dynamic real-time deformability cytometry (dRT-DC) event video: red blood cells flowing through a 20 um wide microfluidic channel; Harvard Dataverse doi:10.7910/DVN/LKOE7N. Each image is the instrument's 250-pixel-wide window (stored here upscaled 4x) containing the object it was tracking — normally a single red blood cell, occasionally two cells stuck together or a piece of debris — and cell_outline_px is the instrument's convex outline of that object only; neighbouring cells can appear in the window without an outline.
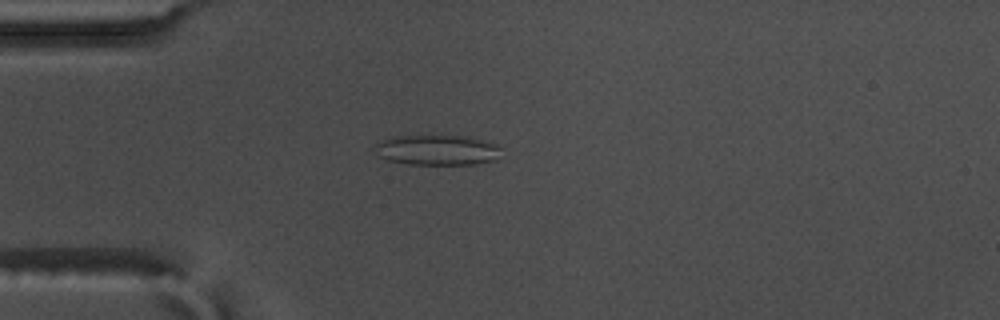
{"species": "common noctule bat (a hibernating species)", "species_latin": "Nyctalus noctula", "temperature_condition": "warm", "stored_images_in_passage": 43, "camera_frame_rate_fps": 3000, "um_per_image_px": 0.085, "animal": {"sex": "male", "body_mass_g": 17.5, "forearm_length_mm": 52.3}, "frame": {"image": 1, "passage_image": 2, "time_ms": 0.333, "image_size_px": [1000, 320], "cell_outline_px": [[500, 148], [492, 160], [476, 164], [408, 164], [388, 160], [380, 156], [372, 148], [376, 144], [392, 136], [468, 136], [496, 144]], "centroid_in_image_um": [37.1, 12.75], "position_along_channel_um": 47.9, "area_um2": 21.91}}
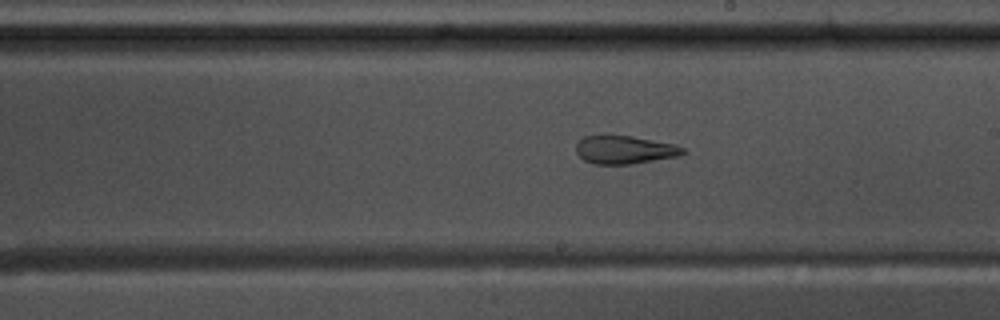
{"frame": {"image": 2, "passage_image": 19, "time_ms": 6.0, "image_size_px": [1000, 320], "cell_outline_px": [[688, 152], [680, 156], [632, 164], [592, 164], [584, 160], [576, 152], [576, 144], [584, 136], [632, 136], [676, 144], [684, 148]], "centroid_in_image_um": [53.14, 12.74], "position_along_channel_um": 235.9, "area_um2": 17.63}}
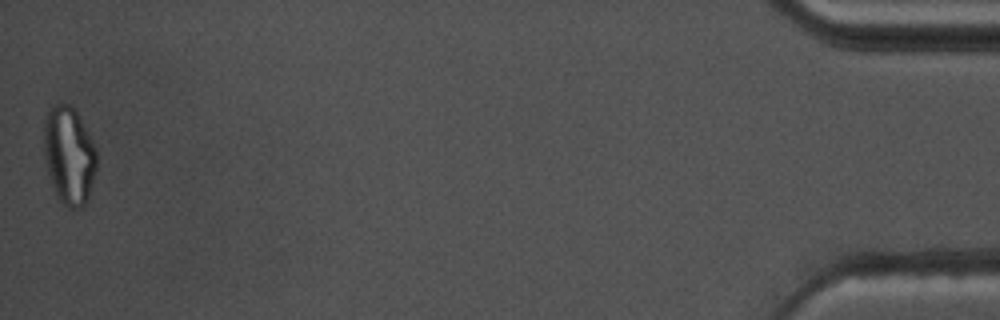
{"frame": {"image": 3, "passage_image": 43, "time_ms": 14.0, "image_size_px": [1000, 320], "cell_outline_px": [[96, 168], [88, 196], [84, 204], [80, 208], [68, 208], [60, 200], [52, 184], [48, 172], [44, 156], [44, 120], [52, 104], [68, 104], [80, 116], [96, 148]], "centroid_in_image_um": [5.86, 13.18], "position_along_channel_um": 429.3, "area_um2": 29.77}, "authors_computed_cell_mechanics": {"area_um2": 19.941, "velocity_mm_per_s": 3.6052, "shape_relaxation_time_tau1_ms": null, "shape_relaxation_time_tau2_ms": 2.1453, "deformation_change_tau1": null, "deformation_change_tau2": 0.1087}}